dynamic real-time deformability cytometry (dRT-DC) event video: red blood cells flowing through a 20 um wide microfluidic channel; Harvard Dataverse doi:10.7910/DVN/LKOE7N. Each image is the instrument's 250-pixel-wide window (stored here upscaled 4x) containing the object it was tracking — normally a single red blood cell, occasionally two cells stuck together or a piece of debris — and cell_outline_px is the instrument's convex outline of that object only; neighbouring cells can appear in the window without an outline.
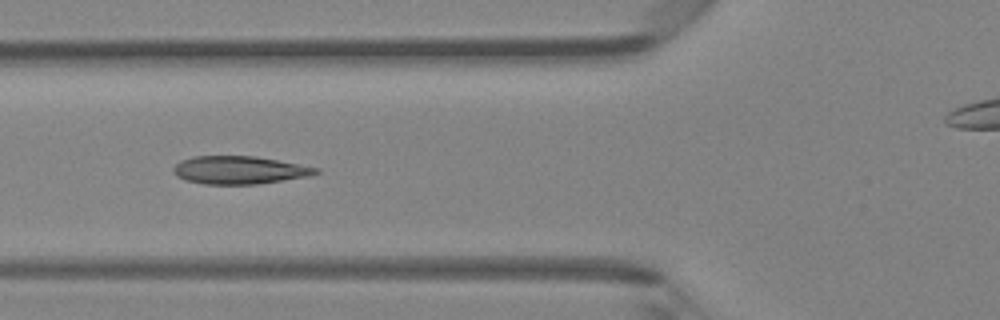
{"species": "Egyptian fruit bat (a non-hibernating species)", "species_latin": "Rousettus aegyptiacus", "temperature_condition": "room temperature", "stored_images_in_passage": 6, "camera_frame_rate_fps": 3000, "um_per_image_px": 0.085, "animal": {"sex": "female"}, "frame": {"image": 1, "passage_image": 6, "time_ms": 1.667, "image_size_px": [1000, 320], "cell_outline_px": [[320, 172], [312, 176], [256, 184], [204, 184], [184, 180], [176, 176], [172, 172], [172, 168], [180, 160], [192, 156], [256, 156], [320, 168]], "centroid_in_image_um": [20.33, 14.45], "position_along_channel_um": 105.5, "area_um2": 23.41}}